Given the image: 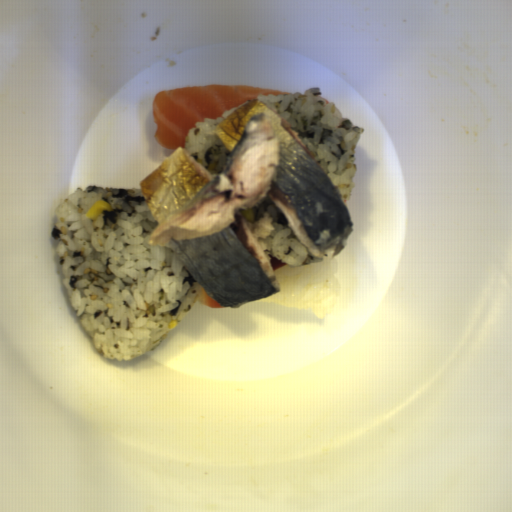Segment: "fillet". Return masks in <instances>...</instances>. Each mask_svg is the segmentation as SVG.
Here are the masks:
<instances>
[{"mask_svg":"<svg viewBox=\"0 0 512 512\" xmlns=\"http://www.w3.org/2000/svg\"><path fill=\"white\" fill-rule=\"evenodd\" d=\"M289 94L251 85H200L159 91L152 103L156 141L164 148L185 150L189 131L205 119H217L259 95Z\"/></svg>","mask_w":512,"mask_h":512,"instance_id":"1","label":"fillet"},{"mask_svg":"<svg viewBox=\"0 0 512 512\" xmlns=\"http://www.w3.org/2000/svg\"><path fill=\"white\" fill-rule=\"evenodd\" d=\"M195 302L200 303L211 309L225 308L222 305H220L203 287Z\"/></svg>","mask_w":512,"mask_h":512,"instance_id":"2","label":"fillet"},{"mask_svg":"<svg viewBox=\"0 0 512 512\" xmlns=\"http://www.w3.org/2000/svg\"><path fill=\"white\" fill-rule=\"evenodd\" d=\"M269 262H270L274 272L277 271L278 269L284 267L285 265H287V264L279 263L276 260H274L273 258Z\"/></svg>","mask_w":512,"mask_h":512,"instance_id":"3","label":"fillet"}]
</instances>
